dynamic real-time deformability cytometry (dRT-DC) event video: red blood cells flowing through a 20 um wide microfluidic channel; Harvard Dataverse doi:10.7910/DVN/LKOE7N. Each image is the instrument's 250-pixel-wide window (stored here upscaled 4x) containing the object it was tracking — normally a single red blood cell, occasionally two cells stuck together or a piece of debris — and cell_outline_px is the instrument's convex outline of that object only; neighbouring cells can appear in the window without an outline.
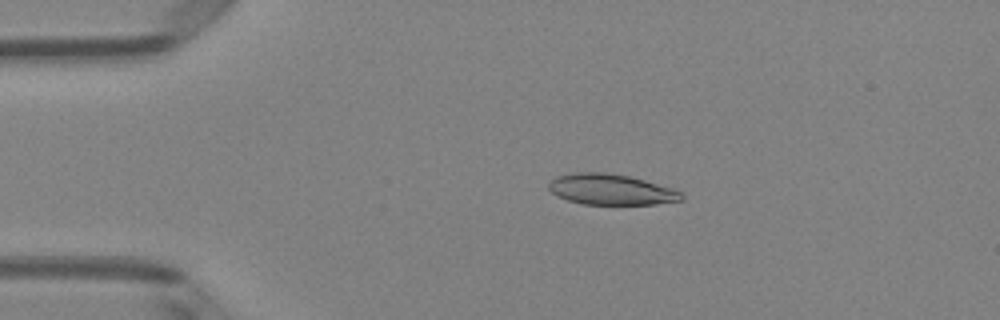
{"species": "Egyptian fruit bat (a non-hibernating species)", "species_latin": "Rousettus aegyptiacus", "temperature_condition": "room temperature", "stored_images_in_passage": 3, "camera_frame_rate_fps": 3000, "um_per_image_px": 0.085, "animal": {"sex": "female"}, "frame": {"image": 1, "passage_image": 2, "time_ms": 0.333, "image_size_px": [1000, 320], "cell_outline_px": [[684, 200], [656, 204], [580, 204], [568, 200], [552, 192], [548, 188], [548, 184], [556, 176], [576, 172], [604, 172], [632, 176], [676, 188], [684, 196]], "centroid_in_image_um": [52.0, 16.09], "position_along_channel_um": 33.0, "area_um2": 24.04}}